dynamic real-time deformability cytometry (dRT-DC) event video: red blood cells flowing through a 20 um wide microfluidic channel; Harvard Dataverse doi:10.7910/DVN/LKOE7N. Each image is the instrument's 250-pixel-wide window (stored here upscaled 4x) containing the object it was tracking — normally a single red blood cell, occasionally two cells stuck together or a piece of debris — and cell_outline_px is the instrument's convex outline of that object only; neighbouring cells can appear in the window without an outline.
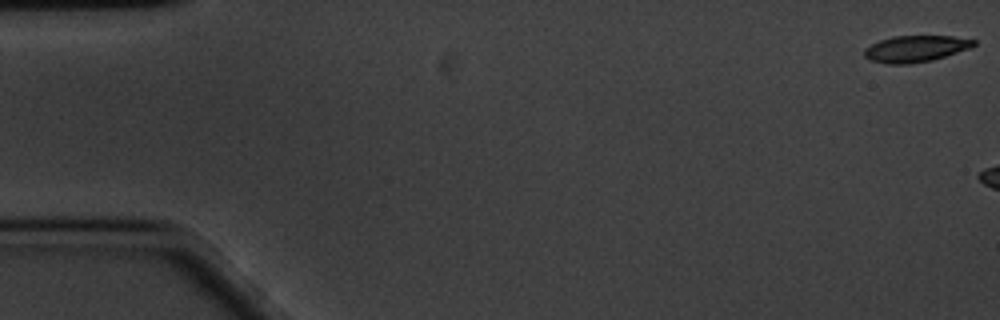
{"species": "common noctule bat (a hibernating species)", "species_latin": "Nyctalus noctula", "temperature_condition": "cold", "stored_images_in_passage": 8, "camera_frame_rate_fps": 3000, "um_per_image_px": 0.085, "animal": {"sex": "male", "body_mass_g": 20.1, "forearm_length_mm": 53.5}, "frame": {"image": 1, "passage_image": 1, "time_ms": 0.0, "image_size_px": [1000, 320], "cell_outline_px": [[976, 44], [972, 48], [932, 60], [908, 64], [888, 64], [872, 60], [864, 56], [864, 48], [880, 40], [892, 36], [952, 36], [976, 40]], "centroid_in_image_um": [77.85, 4.14], "position_along_channel_um": 7.2, "area_um2": 16.88}}